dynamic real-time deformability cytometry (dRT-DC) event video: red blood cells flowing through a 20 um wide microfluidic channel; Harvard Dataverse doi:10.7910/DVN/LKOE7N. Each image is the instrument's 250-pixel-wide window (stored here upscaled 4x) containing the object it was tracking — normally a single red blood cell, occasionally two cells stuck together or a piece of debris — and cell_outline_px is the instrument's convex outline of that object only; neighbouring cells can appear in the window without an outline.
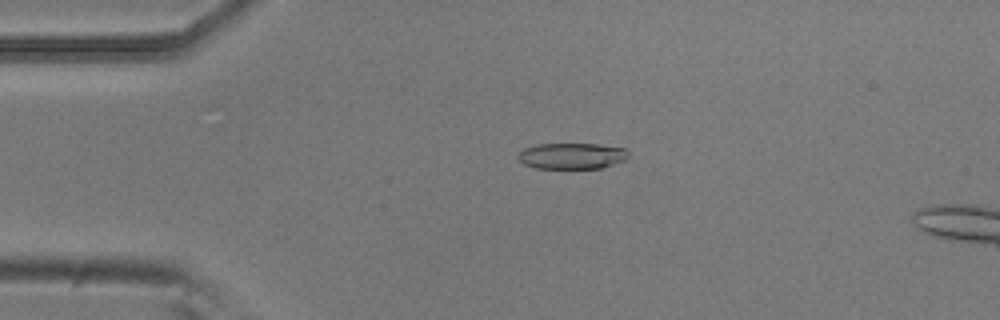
{"species": "common noctule bat (a hibernating species)", "species_latin": "Nyctalus noctula", "temperature_condition": "room temperature", "stored_images_in_passage": 51, "camera_frame_rate_fps": 3000, "um_per_image_px": 0.085, "animal": {"sex": "male", "body_mass_g": 20.5, "forearm_length_mm": 52.5}, "frame": {"image": 1, "passage_image": 12, "time_ms": 3.667, "image_size_px": [1000, 320], "cell_outline_px": [[628, 156], [624, 160], [600, 168], [536, 168], [524, 164], [516, 156], [524, 148], [536, 144], [596, 144], [624, 148], [628, 152]], "centroid_in_image_um": [48.57, 13.25], "position_along_channel_um": 36.4, "area_um2": 16.59}}
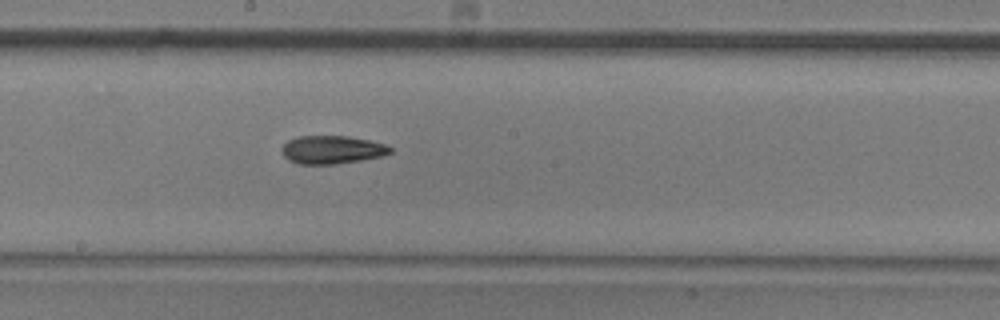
{"frame": {"image": 2, "passage_image": 29, "time_ms": 9.333, "image_size_px": [1000, 320], "cell_outline_px": [[392, 152], [380, 156], [360, 160], [336, 164], [300, 164], [288, 160], [284, 156], [284, 144], [288, 140], [296, 136], [348, 136], [368, 140], [384, 144], [392, 148]], "centroid_in_image_um": [28.21, 12.72], "position_along_channel_um": 220.0, "area_um2": 17.57}}
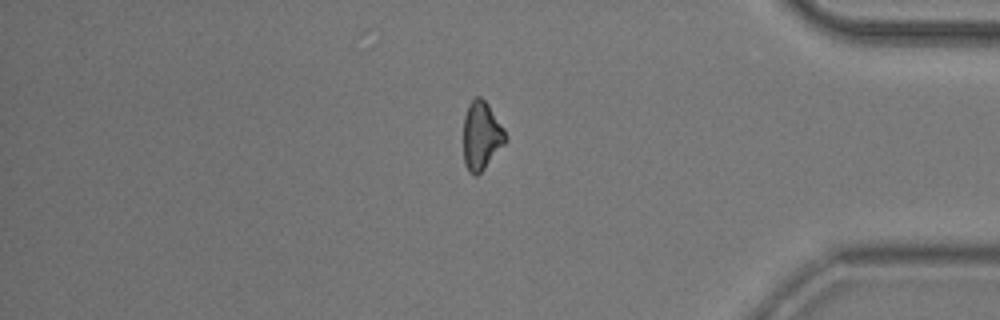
{"frame": {"image": 3, "passage_image": 45, "time_ms": 14.667, "image_size_px": [1000, 320], "cell_outline_px": [[508, 140], [484, 168], [476, 176], [468, 172], [464, 164], [464, 116], [468, 104], [476, 96], [480, 96], [488, 104], [504, 128], [508, 136]], "centroid_in_image_um": [40.93, 11.53], "position_along_channel_um": 394.3, "area_um2": 16.82}}